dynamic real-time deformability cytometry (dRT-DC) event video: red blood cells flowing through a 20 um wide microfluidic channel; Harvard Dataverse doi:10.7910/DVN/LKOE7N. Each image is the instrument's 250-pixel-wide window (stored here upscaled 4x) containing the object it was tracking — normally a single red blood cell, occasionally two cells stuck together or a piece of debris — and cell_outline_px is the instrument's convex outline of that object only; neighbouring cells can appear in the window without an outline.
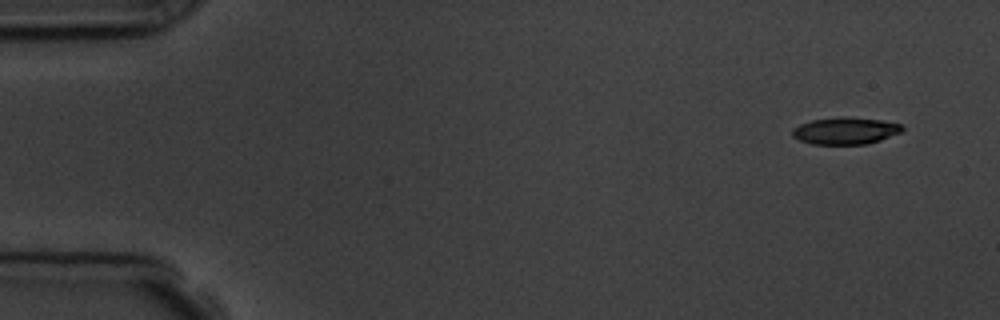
{"species": "common noctule bat (a hibernating species)", "species_latin": "Nyctalus noctula", "temperature_condition": "room temperature", "stored_images_in_passage": 4, "camera_frame_rate_fps": 3000, "um_per_image_px": 0.085, "animal": {"sex": "male", "body_mass_g": 19.5, "forearm_length_mm": 54.6}, "frame": {"image": 1, "passage_image": 1, "time_ms": 0.0, "image_size_px": [1000, 320], "cell_outline_px": [[904, 128], [900, 132], [880, 140], [868, 144], [812, 144], [800, 140], [792, 136], [792, 128], [800, 124], [812, 120], [840, 116], [848, 116], [880, 120], [900, 124]], "centroid_in_image_um": [71.83, 11.11], "position_along_channel_um": 13.2, "area_um2": 17.28}}
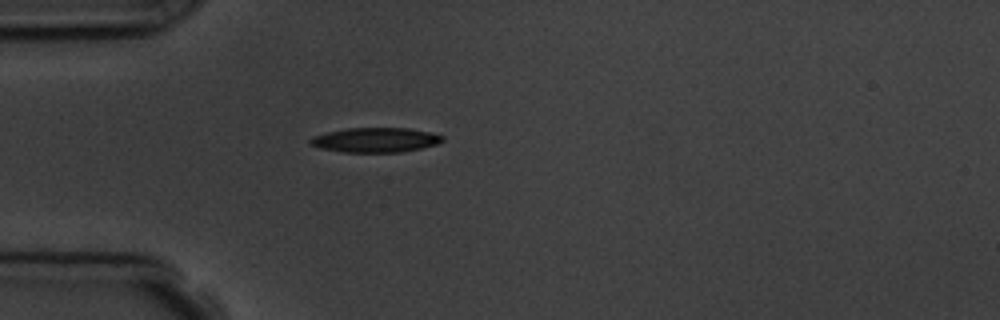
{"frame": {"image": 2, "passage_image": 4, "time_ms": 4.0, "image_size_px": [1000, 320], "cell_outline_px": [[444, 140], [436, 144], [420, 148], [400, 152], [344, 152], [320, 148], [308, 144], [308, 140], [312, 136], [328, 132], [348, 128], [408, 128], [428, 132], [444, 136]], "centroid_in_image_um": [31.87, 11.9], "position_along_channel_um": 53.1, "area_um2": 18.9}}